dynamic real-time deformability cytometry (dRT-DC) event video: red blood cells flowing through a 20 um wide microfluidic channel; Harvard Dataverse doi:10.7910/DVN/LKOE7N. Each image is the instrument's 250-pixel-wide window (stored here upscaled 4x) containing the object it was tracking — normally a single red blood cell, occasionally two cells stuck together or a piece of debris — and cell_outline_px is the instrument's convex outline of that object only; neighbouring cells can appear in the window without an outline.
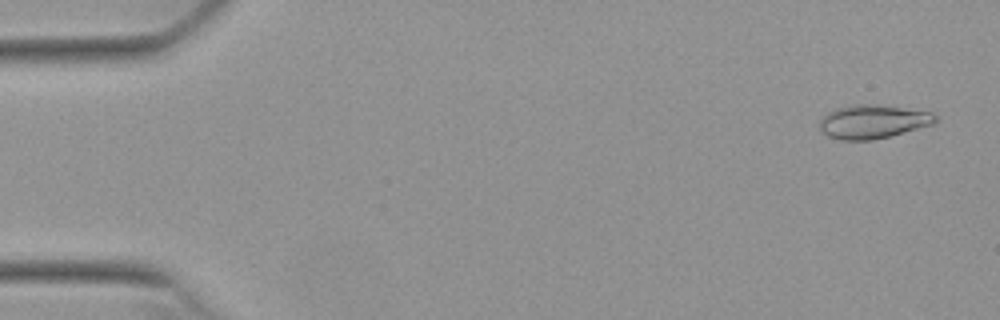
{"species": "Egyptian fruit bat (a non-hibernating species)", "species_latin": "Rousettus aegyptiacus", "temperature_condition": "warm", "stored_images_in_passage": 53, "camera_frame_rate_fps": 3000, "um_per_image_px": 0.085, "animal": {"sex": "female"}, "frame": {"image": 1, "passage_image": 2, "time_ms": 0.333, "image_size_px": [1000, 320], "cell_outline_px": [[940, 120], [932, 124], [888, 136], [872, 140], [840, 140], [828, 136], [820, 128], [820, 116], [836, 108], [852, 104], [880, 104], [932, 112]], "centroid_in_image_um": [74.18, 10.32], "position_along_channel_um": 10.8, "area_um2": 22.77}}
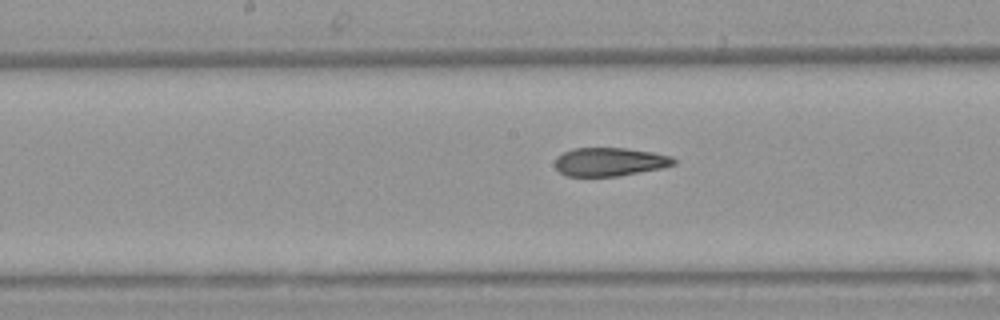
{"frame": {"image": 2, "passage_image": 27, "time_ms": 8.667, "image_size_px": [1000, 320], "cell_outline_px": [[676, 164], [664, 168], [616, 176], [564, 176], [556, 168], [556, 156], [572, 148], [624, 148], [652, 152], [672, 156], [676, 160]], "centroid_in_image_um": [51.84, 13.75], "position_along_channel_um": 196.4, "area_um2": 19.77}}
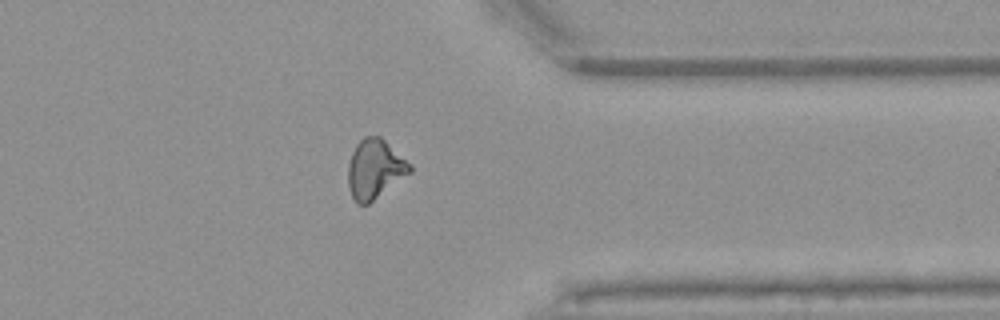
{"frame": {"image": 3, "passage_image": 42, "time_ms": 13.667, "image_size_px": [1000, 320], "cell_outline_px": [[412, 172], [368, 204], [356, 204], [352, 196], [348, 184], [348, 164], [352, 152], [356, 144], [364, 136], [380, 136], [412, 164]], "centroid_in_image_um": [31.87, 14.36], "position_along_channel_um": 379.5, "area_um2": 21.39}, "authors_computed_cell_mechanics": {"area_um2": 21.097, "velocity_mm_per_s": 3.8224, "shape_relaxation_time_tau1_ms": null, "shape_relaxation_time_tau2_ms": 2.6688, "deformation_change_tau1": null, "deformation_change_tau2": 0.1059}}